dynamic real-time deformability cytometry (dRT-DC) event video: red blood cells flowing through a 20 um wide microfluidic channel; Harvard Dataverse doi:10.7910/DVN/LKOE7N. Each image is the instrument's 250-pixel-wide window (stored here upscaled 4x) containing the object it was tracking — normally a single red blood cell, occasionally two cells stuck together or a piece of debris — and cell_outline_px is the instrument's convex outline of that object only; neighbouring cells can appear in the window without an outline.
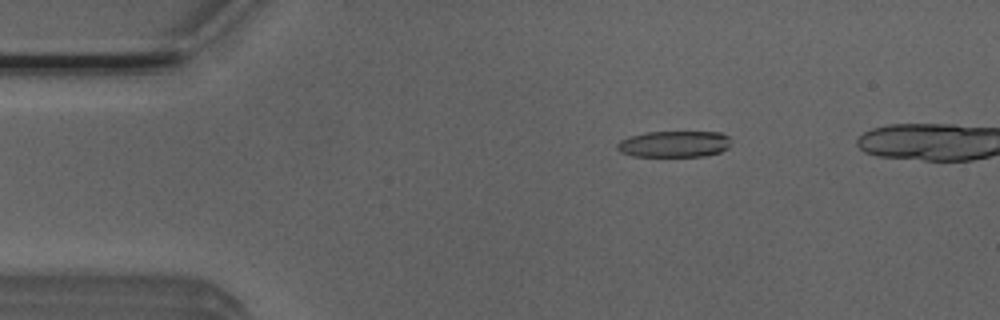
{"species": "Egyptian fruit bat (a non-hibernating species)", "species_latin": "Rousettus aegyptiacus", "temperature_condition": "room temperature", "stored_images_in_passage": 41, "camera_frame_rate_fps": 3000, "um_per_image_px": 0.085, "animal": {"sex": "male"}, "frame": {"image": 1, "passage_image": 3, "time_ms": 0.667, "image_size_px": [1000, 320], "cell_outline_px": [[732, 140], [728, 148], [720, 152], [704, 156], [632, 156], [620, 152], [616, 148], [616, 144], [620, 140], [628, 136], [644, 132], [720, 132], [728, 136]], "centroid_in_image_um": [57.29, 12.24], "position_along_channel_um": 27.7, "area_um2": 17.69}}
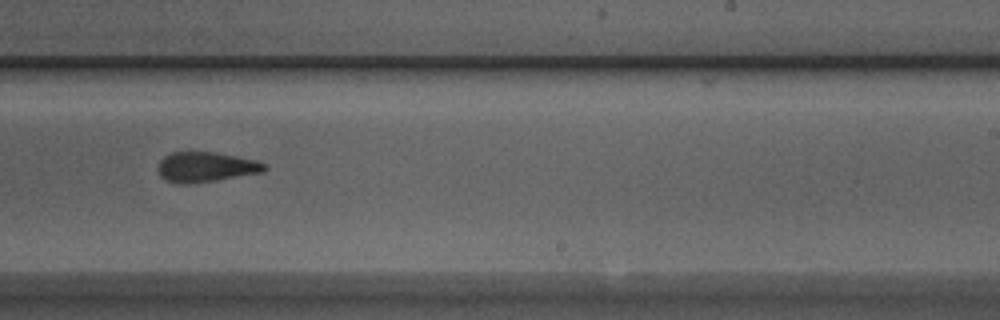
{"frame": {"image": 2, "passage_image": 26, "time_ms": 8.333, "image_size_px": [1000, 320], "cell_outline_px": [[268, 168], [264, 172], [192, 184], [176, 184], [164, 180], [160, 176], [160, 160], [164, 156], [172, 152], [212, 152], [236, 156], [256, 160], [268, 164]], "centroid_in_image_um": [17.53, 14.21], "position_along_channel_um": 271.5, "area_um2": 18.73}}
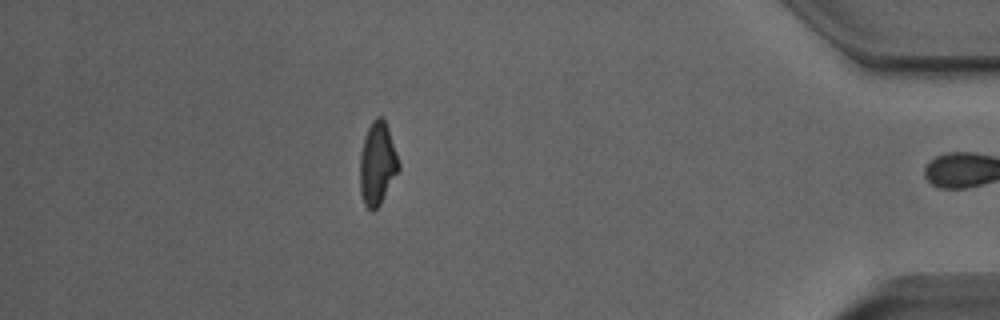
{"frame": {"image": 3, "passage_image": 40, "time_ms": 13.0, "image_size_px": [1000, 320], "cell_outline_px": [[400, 168], [380, 204], [372, 212], [364, 204], [360, 192], [360, 156], [364, 136], [372, 120], [376, 116], [380, 116], [384, 120], [388, 128], [400, 164]], "centroid_in_image_um": [32.07, 13.9], "position_along_channel_um": 403.1, "area_um2": 18.61}, "authors_computed_cell_mechanics": {"area_um2": 19.0162, "velocity_mm_per_s": 3.896, "shape_relaxation_time_tau1_ms": null, "shape_relaxation_time_tau2_ms": 2.5522, "deformation_change_tau1": null, "deformation_change_tau2": 0.129}}